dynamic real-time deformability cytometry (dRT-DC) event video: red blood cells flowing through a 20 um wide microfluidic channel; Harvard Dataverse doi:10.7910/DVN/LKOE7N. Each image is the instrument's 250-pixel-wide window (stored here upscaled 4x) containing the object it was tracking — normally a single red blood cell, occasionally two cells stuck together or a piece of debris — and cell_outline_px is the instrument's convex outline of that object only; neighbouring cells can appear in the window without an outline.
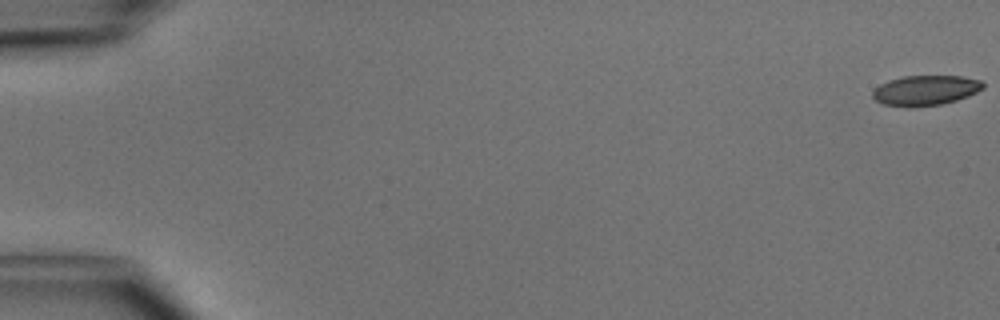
{"species": "common noctule bat (a hibernating species)", "species_latin": "Nyctalus noctula", "temperature_condition": "cold", "stored_images_in_passage": 50, "camera_frame_rate_fps": 3000, "um_per_image_px": 0.085, "animal": {"sex": "male", "body_mass_g": 15.6}, "frame": {"image": 1, "passage_image": 1, "time_ms": 0.0, "image_size_px": [1000, 320], "cell_outline_px": [[984, 88], [968, 96], [956, 100], [940, 104], [908, 108], [884, 104], [876, 100], [872, 96], [872, 92], [880, 84], [888, 80], [904, 76], [960, 76], [980, 80], [984, 84]], "centroid_in_image_um": [78.65, 7.68], "position_along_channel_um": 6.4, "area_um2": 19.31}}
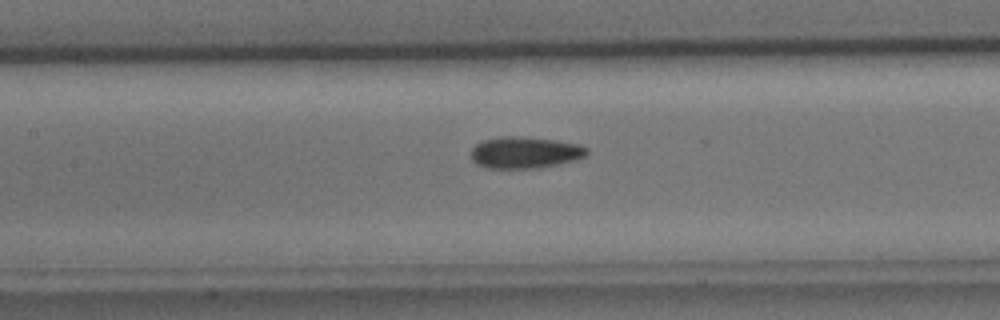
{"frame": {"image": 2, "passage_image": 24, "time_ms": 7.667, "image_size_px": [1000, 320], "cell_outline_px": [[588, 152], [584, 156], [576, 160], [540, 168], [484, 168], [476, 164], [472, 160], [472, 148], [476, 144], [484, 140], [504, 136], [516, 136], [556, 140], [580, 144], [588, 148]], "centroid_in_image_um": [44.63, 12.97], "position_along_channel_um": 162.8, "area_um2": 21.39}}
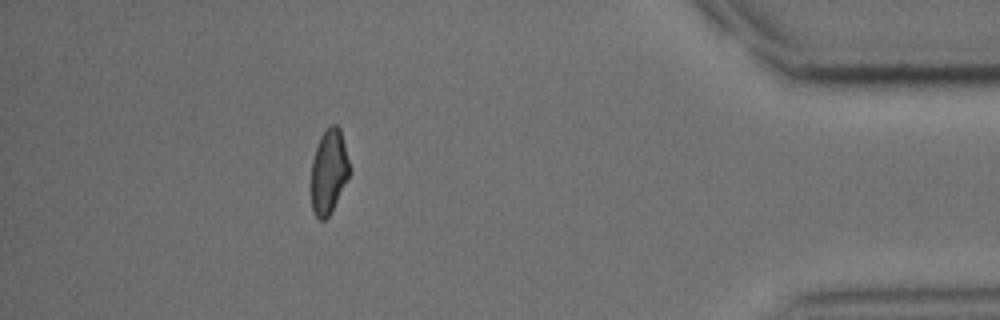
{"frame": {"image": 3, "passage_image": 45, "time_ms": 14.667, "image_size_px": [1000, 320], "cell_outline_px": [[352, 172], [328, 216], [324, 220], [320, 220], [316, 216], [312, 208], [312, 160], [320, 136], [332, 124], [336, 124], [340, 128]], "centroid_in_image_um": [27.97, 14.56], "position_along_channel_um": 407.2, "area_um2": 18.67}, "authors_computed_cell_mechanics": {"area_um2": 20.4323, "velocity_mm_per_s": 4.1214, "shape_relaxation_time_tau1_ms": 3.1559, "shape_relaxation_time_tau2_ms": 4.1069, "deformation_change_tau1": 0.0974, "deformation_change_tau2": 0.0984}}